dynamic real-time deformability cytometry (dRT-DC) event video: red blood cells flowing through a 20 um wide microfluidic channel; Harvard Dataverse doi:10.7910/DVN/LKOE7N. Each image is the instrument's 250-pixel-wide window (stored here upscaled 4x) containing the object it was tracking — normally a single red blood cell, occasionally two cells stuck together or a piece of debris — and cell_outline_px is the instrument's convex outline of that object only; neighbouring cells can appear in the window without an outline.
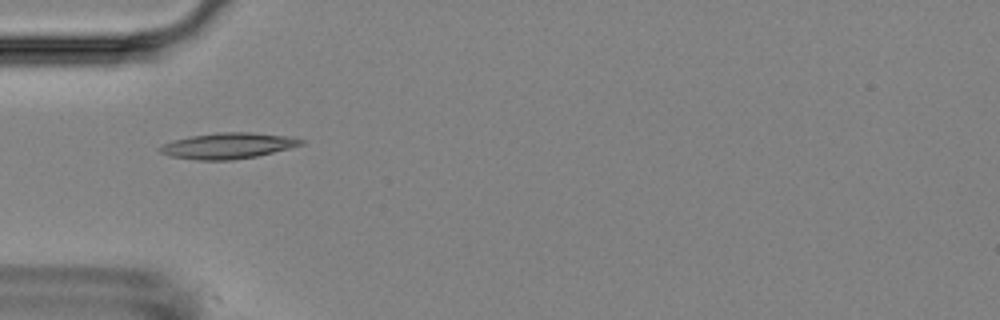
{"species": "Egyptian fruit bat (a non-hibernating species)", "species_latin": "Rousettus aegyptiacus", "temperature_condition": "room temperature", "stored_images_in_passage": 2, "camera_frame_rate_fps": 3000, "um_per_image_px": 0.085, "animal": {"sex": "female"}, "frame": {"image": 1, "passage_image": 1, "time_ms": 0.0, "image_size_px": [1000, 320], "cell_outline_px": [[304, 144], [256, 156], [232, 160], [196, 160], [168, 156], [160, 152], [156, 148], [160, 144], [172, 140], [192, 136], [216, 132], [252, 132], [292, 136], [304, 140]], "centroid_in_image_um": [19.32, 12.38], "position_along_channel_um": 65.7, "area_um2": 21.5}}